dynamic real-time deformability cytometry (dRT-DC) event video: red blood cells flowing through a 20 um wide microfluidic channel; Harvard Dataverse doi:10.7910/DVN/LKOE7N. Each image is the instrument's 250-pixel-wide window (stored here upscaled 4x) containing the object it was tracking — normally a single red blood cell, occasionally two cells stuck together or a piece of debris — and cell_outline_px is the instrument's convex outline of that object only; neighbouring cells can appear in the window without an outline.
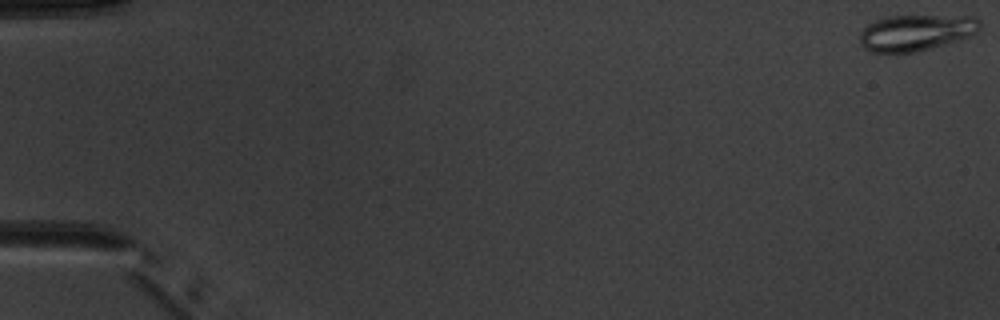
{"species": "common noctule bat (a hibernating species)", "species_latin": "Nyctalus noctula", "temperature_condition": "warm", "stored_images_in_passage": 5, "camera_frame_rate_fps": 3000, "um_per_image_px": 0.085, "animal": {"sex": "male", "body_mass_g": 20.1, "forearm_length_mm": 53.5}, "frame": {"image": 1, "passage_image": 1, "time_ms": 0.0, "image_size_px": [1000, 320], "cell_outline_px": [[980, 28], [972, 36], [960, 40], [916, 52], [872, 52], [864, 48], [860, 44], [860, 32], [868, 24], [876, 20], [888, 16], [976, 16], [980, 20]], "centroid_in_image_um": [77.89, 2.77], "position_along_channel_um": 7.1, "area_um2": 25.37}}